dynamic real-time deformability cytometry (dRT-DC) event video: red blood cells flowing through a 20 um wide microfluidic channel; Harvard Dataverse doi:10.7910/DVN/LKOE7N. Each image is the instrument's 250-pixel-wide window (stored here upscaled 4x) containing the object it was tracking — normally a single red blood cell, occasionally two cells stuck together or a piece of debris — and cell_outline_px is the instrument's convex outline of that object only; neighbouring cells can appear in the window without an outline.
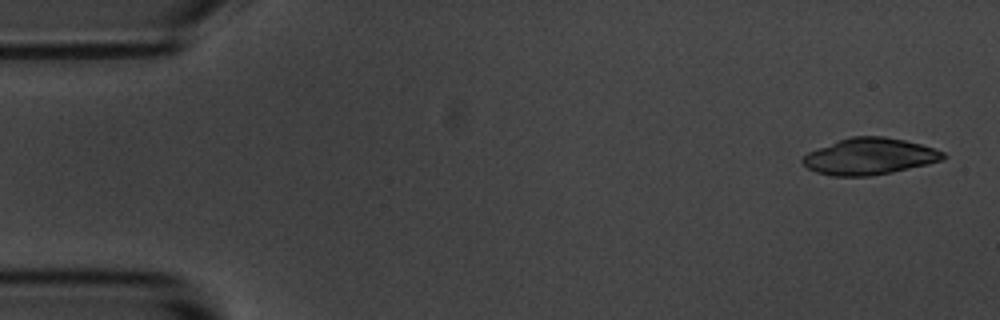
{"species": "common noctule bat (a hibernating species)", "species_latin": "Nyctalus noctula", "temperature_condition": "room temperature", "stored_images_in_passage": 9, "camera_frame_rate_fps": 3000, "um_per_image_px": 0.085, "animal": {"sex": "male", "body_mass_g": 20.1, "forearm_length_mm": 53.5}, "frame": {"image": 1, "passage_image": 1, "time_ms": 0.0, "image_size_px": [1000, 320], "cell_outline_px": [[948, 156], [944, 160], [928, 164], [892, 172], [872, 176], [832, 176], [816, 172], [808, 168], [800, 160], [808, 152], [840, 140], [852, 136], [884, 136], [904, 140], [936, 148], [944, 152]], "centroid_in_image_um": [73.95, 13.3], "position_along_channel_um": 11.0, "area_um2": 29.88}}